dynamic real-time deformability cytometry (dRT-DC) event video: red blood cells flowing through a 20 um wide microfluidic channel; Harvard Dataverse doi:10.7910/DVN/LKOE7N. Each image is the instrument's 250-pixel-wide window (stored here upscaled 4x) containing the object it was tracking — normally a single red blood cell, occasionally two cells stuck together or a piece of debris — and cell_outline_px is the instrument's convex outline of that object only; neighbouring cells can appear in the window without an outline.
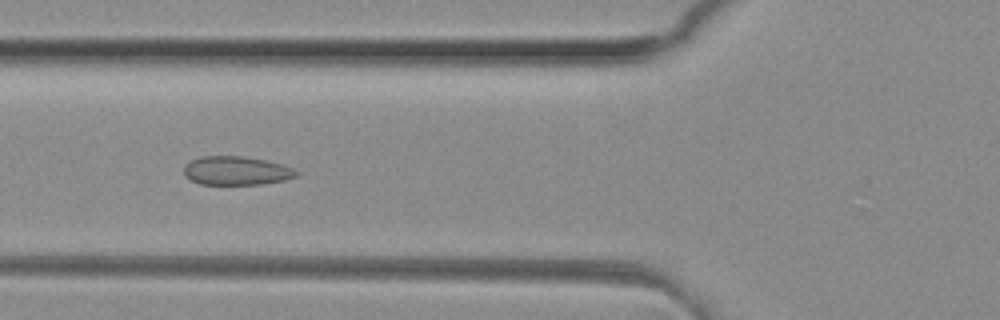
{"species": "common noctule bat (a hibernating species)", "species_latin": "Nyctalus noctula", "temperature_condition": "room temperature", "stored_images_in_passage": 50, "camera_frame_rate_fps": 3000, "um_per_image_px": 0.085, "animal": {"sex": "female", "body_mass_g": 29.2, "forearm_length_mm": 56.3}, "frame": {"image": 1, "passage_image": 18, "time_ms": 5.667, "image_size_px": [1000, 320], "cell_outline_px": [[300, 172], [296, 176], [284, 180], [260, 184], [200, 184], [184, 176], [184, 164], [200, 156], [244, 156], [268, 160], [292, 168]], "centroid_in_image_um": [20.07, 14.5], "position_along_channel_um": 105.7, "area_um2": 18.84}}
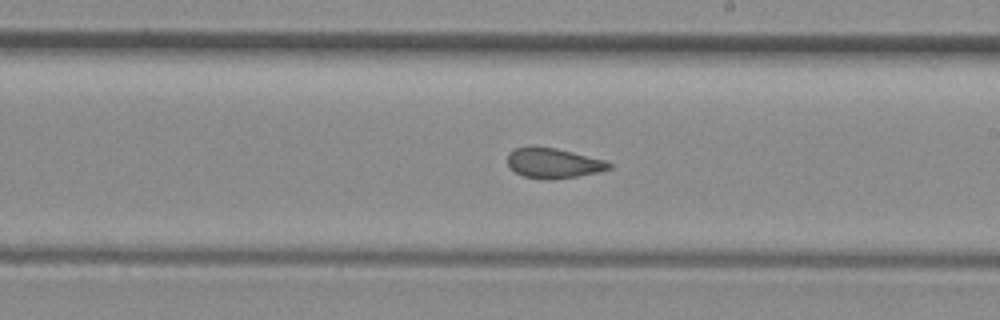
{"frame": {"image": 2, "passage_image": 28, "time_ms": 9.0, "image_size_px": [1000, 320], "cell_outline_px": [[612, 168], [596, 172], [576, 176], [552, 180], [544, 180], [524, 176], [516, 172], [508, 164], [508, 152], [516, 148], [532, 144], [556, 148], [604, 160], [612, 164]], "centroid_in_image_um": [46.99, 13.84], "position_along_channel_um": 242.0, "area_um2": 17.92}}
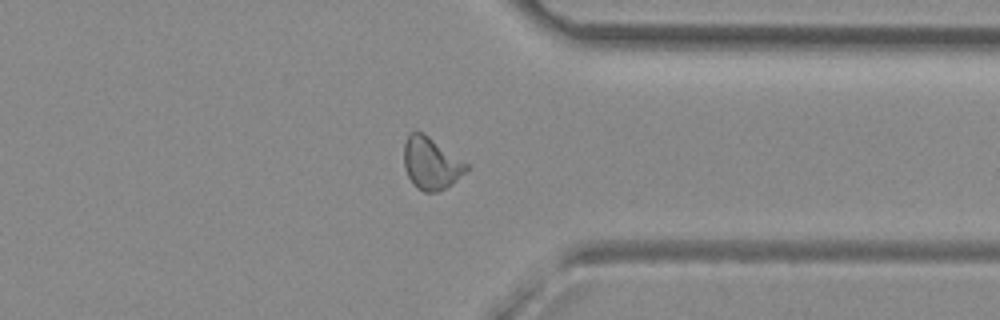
{"frame": {"image": 3, "passage_image": 38, "time_ms": 12.333, "image_size_px": [1000, 320], "cell_outline_px": [[468, 168], [456, 180], [444, 188], [436, 192], [424, 192], [416, 188], [412, 184], [404, 168], [404, 144], [408, 136], [412, 132], [424, 132], [468, 164]], "centroid_in_image_um": [36.61, 13.88], "position_along_channel_um": 374.8, "area_um2": 18.79}, "authors_computed_cell_mechanics": {"area_um2": 19.1607, "velocity_mm_per_s": 4.122, "shape_relaxation_time_tau1_ms": null, "shape_relaxation_time_tau2_ms": 0.9852, "deformation_change_tau1": null, "deformation_change_tau2": 0.0579}}